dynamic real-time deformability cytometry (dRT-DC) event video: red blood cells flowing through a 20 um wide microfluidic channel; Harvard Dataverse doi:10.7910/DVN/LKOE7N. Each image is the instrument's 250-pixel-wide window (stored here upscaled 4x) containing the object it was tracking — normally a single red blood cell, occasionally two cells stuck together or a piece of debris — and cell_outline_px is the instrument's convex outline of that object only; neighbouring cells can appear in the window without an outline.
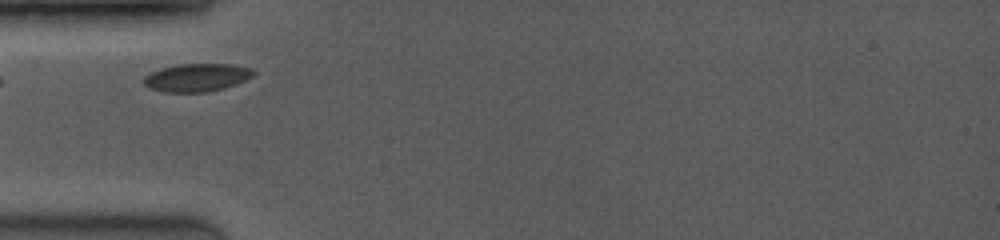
{"species": "common noctule bat (a hibernating species)", "species_latin": "Nyctalus noctula", "temperature_condition": "room temperature", "stored_images_in_passage": 18, "camera_frame_rate_fps": 3500, "um_per_image_px": 0.085, "animal": {"sex": "female", "body_mass_g": 19.0, "forearm_length_mm": 53.3}, "frame": {"image": 1, "passage_image": 3, "time_ms": 0.857, "image_size_px": [1000, 240], "cell_outline_px": [[256, 72], [252, 76], [236, 84], [224, 88], [208, 92], [164, 92], [152, 88], [144, 84], [144, 76], [148, 72], [160, 68], [176, 64], [232, 64], [252, 68]], "centroid_in_image_um": [16.72, 6.58], "position_along_channel_um": 68.3, "area_um2": 17.98}}
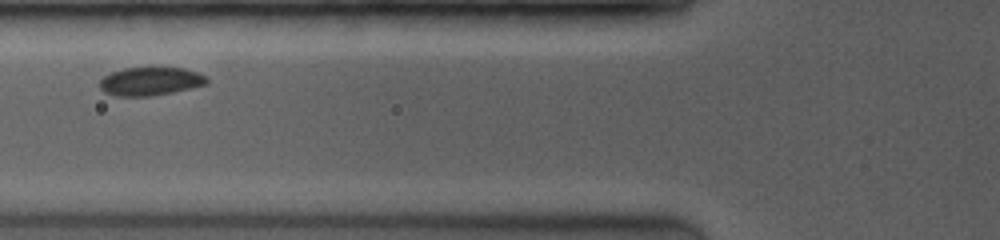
{"frame": {"image": 2, "passage_image": 6, "time_ms": 2.0, "image_size_px": [1000, 240], "cell_outline_px": [[208, 84], [172, 92], [148, 96], [116, 96], [104, 92], [100, 88], [100, 80], [104, 76], [112, 72], [124, 68], [184, 68], [196, 72], [204, 76], [208, 80]], "centroid_in_image_um": [12.76, 6.91], "position_along_channel_um": 113.0, "area_um2": 17.46}}
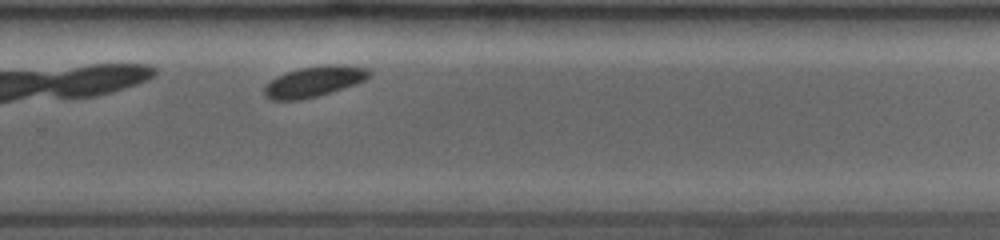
{"frame": {"image": 3, "passage_image": 18, "time_ms": 6.857, "image_size_px": [1000, 240], "cell_outline_px": [[372, 76], [364, 80], [316, 96], [300, 100], [272, 100], [264, 96], [264, 88], [276, 76], [300, 68], [328, 64], [332, 64], [368, 68], [372, 72]], "centroid_in_image_um": [26.68, 6.92], "position_along_channel_um": 303.1, "area_um2": 18.26}}